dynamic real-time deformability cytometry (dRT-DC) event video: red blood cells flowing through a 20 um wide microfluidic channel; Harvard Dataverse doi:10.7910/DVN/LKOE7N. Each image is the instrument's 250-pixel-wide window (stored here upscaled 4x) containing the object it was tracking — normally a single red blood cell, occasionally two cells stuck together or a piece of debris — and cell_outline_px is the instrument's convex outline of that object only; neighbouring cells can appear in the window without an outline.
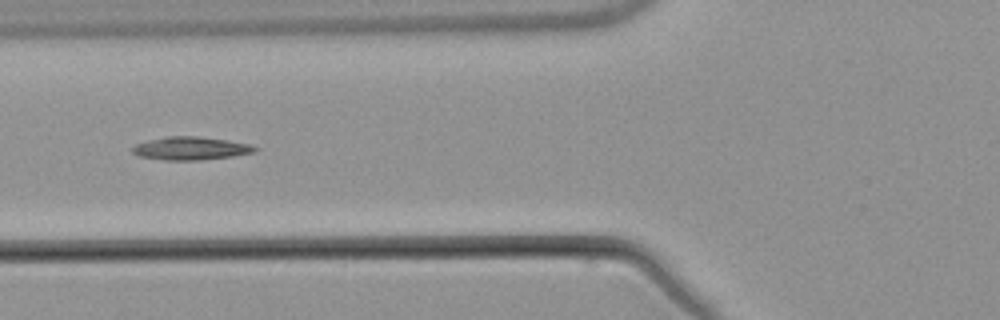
{"species": "common noctule bat (a hibernating species)", "species_latin": "Nyctalus noctula", "temperature_condition": "warm", "stored_images_in_passage": 7, "camera_frame_rate_fps": 3000, "um_per_image_px": 0.085, "animal": {"sex": "male", "body_mass_g": 21.5, "forearm_length_mm": 52.0}, "frame": {"image": 1, "passage_image": 4, "time_ms": 4.667, "image_size_px": [1000, 320], "cell_outline_px": [[260, 148], [256, 152], [232, 156], [200, 160], [164, 160], [136, 156], [132, 152], [132, 148], [136, 144], [148, 140], [168, 136], [200, 136], [228, 140], [248, 144]], "centroid_in_image_um": [16.21, 12.61], "position_along_channel_um": 109.6, "area_um2": 16.59}}
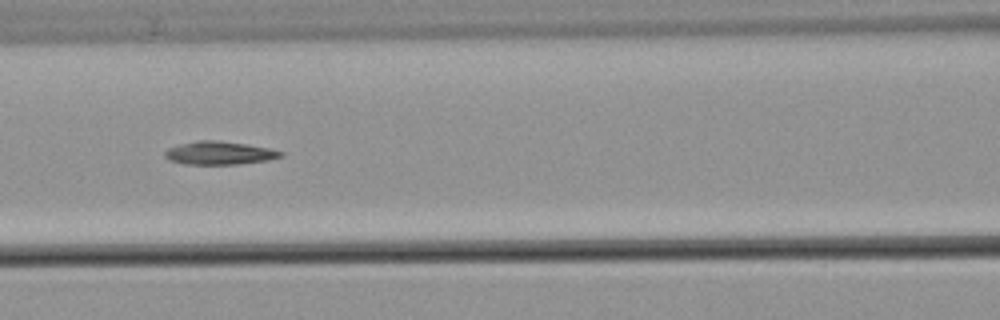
{"frame": {"image": 2, "passage_image": 5, "time_ms": 5.667, "image_size_px": [1000, 320], "cell_outline_px": [[284, 156], [268, 160], [240, 164], [184, 164], [168, 160], [164, 156], [164, 152], [168, 148], [180, 144], [200, 140], [216, 140], [248, 144], [268, 148], [284, 152]], "centroid_in_image_um": [18.65, 13.01], "position_along_channel_um": 148.0, "area_um2": 15.72}}
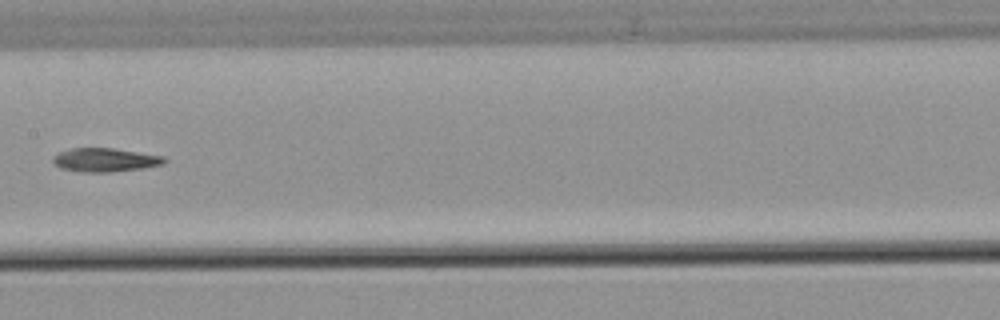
{"frame": {"image": 3, "passage_image": 6, "time_ms": 7.0, "image_size_px": [1000, 320], "cell_outline_px": [[168, 160], [164, 164], [140, 168], [112, 172], [80, 172], [60, 168], [52, 164], [52, 156], [60, 152], [72, 148], [112, 148], [164, 156]], "centroid_in_image_um": [8.89, 13.6], "position_along_channel_um": 198.5, "area_um2": 15.43}}